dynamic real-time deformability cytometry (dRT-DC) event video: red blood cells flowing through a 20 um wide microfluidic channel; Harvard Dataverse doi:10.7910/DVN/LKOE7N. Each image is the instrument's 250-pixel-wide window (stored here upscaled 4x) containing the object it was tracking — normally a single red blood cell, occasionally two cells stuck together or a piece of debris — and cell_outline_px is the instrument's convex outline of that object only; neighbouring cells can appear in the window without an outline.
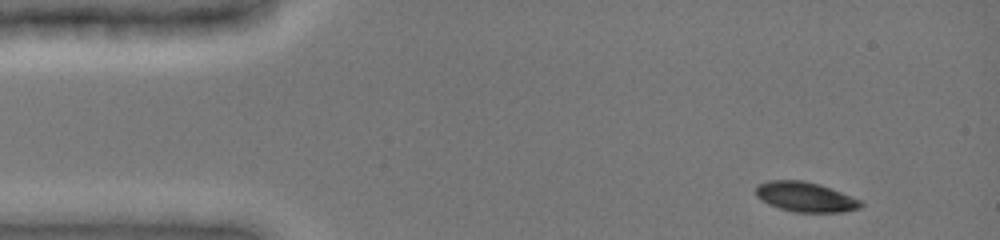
{"species": "common noctule bat (a hibernating species)", "species_latin": "Nyctalus noctula", "temperature_condition": "cold", "stored_images_in_passage": 4, "camera_frame_rate_fps": 3000, "um_per_image_px": 0.085, "animal": {"sex": "female", "body_mass_g": 19.0, "forearm_length_mm": 51.5}, "frame": {"image": 1, "passage_image": 1, "time_ms": 0.0, "image_size_px": [1000, 240], "cell_outline_px": [[864, 204], [860, 208], [844, 212], [796, 212], [780, 208], [768, 204], [760, 200], [756, 196], [756, 184], [768, 180], [800, 180], [820, 184], [860, 200]], "centroid_in_image_um": [68.42, 16.73], "position_along_channel_um": 16.6, "area_um2": 18.26}}
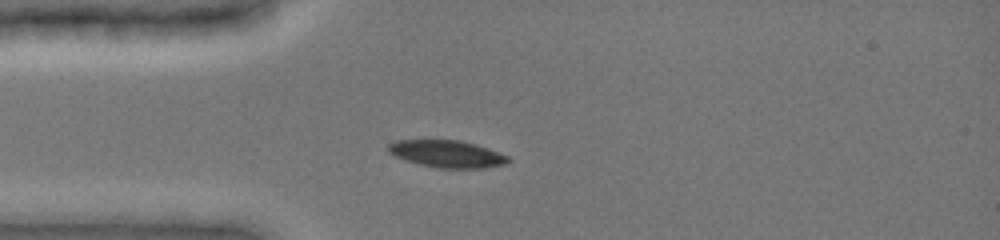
{"frame": {"image": 2, "passage_image": 3, "time_ms": 2.667, "image_size_px": [1000, 240], "cell_outline_px": [[512, 160], [504, 164], [484, 168], [440, 168], [420, 164], [404, 160], [388, 152], [388, 144], [396, 140], [460, 140], [476, 144], [488, 148], [508, 156]], "centroid_in_image_um": [38.0, 13.08], "position_along_channel_um": 47.0, "area_um2": 18.96}}
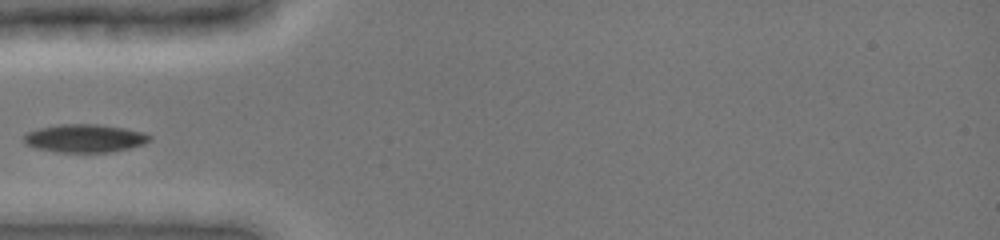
{"frame": {"image": 3, "passage_image": 4, "time_ms": 3.667, "image_size_px": [1000, 240], "cell_outline_px": [[152, 140], [144, 144], [112, 152], [60, 152], [36, 148], [24, 144], [24, 136], [28, 132], [36, 128], [60, 124], [100, 124], [124, 128], [144, 132], [152, 136]], "centroid_in_image_um": [7.22, 11.75], "position_along_channel_um": 77.8, "area_um2": 20.75}}